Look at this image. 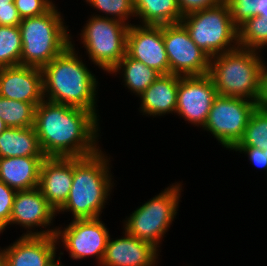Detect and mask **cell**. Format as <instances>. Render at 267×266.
<instances>
[{
  "label": "cell",
  "instance_id": "obj_22",
  "mask_svg": "<svg viewBox=\"0 0 267 266\" xmlns=\"http://www.w3.org/2000/svg\"><path fill=\"white\" fill-rule=\"evenodd\" d=\"M135 18L141 25H168L180 23L177 0H134Z\"/></svg>",
  "mask_w": 267,
  "mask_h": 266
},
{
  "label": "cell",
  "instance_id": "obj_26",
  "mask_svg": "<svg viewBox=\"0 0 267 266\" xmlns=\"http://www.w3.org/2000/svg\"><path fill=\"white\" fill-rule=\"evenodd\" d=\"M235 147H254L267 153V110L260 107L252 112L242 139Z\"/></svg>",
  "mask_w": 267,
  "mask_h": 266
},
{
  "label": "cell",
  "instance_id": "obj_7",
  "mask_svg": "<svg viewBox=\"0 0 267 266\" xmlns=\"http://www.w3.org/2000/svg\"><path fill=\"white\" fill-rule=\"evenodd\" d=\"M182 183H172L155 197L131 212L123 221L129 235L152 243L159 249L163 237L176 218L181 201Z\"/></svg>",
  "mask_w": 267,
  "mask_h": 266
},
{
  "label": "cell",
  "instance_id": "obj_24",
  "mask_svg": "<svg viewBox=\"0 0 267 266\" xmlns=\"http://www.w3.org/2000/svg\"><path fill=\"white\" fill-rule=\"evenodd\" d=\"M36 106L0 96V117L8 127L34 126Z\"/></svg>",
  "mask_w": 267,
  "mask_h": 266
},
{
  "label": "cell",
  "instance_id": "obj_14",
  "mask_svg": "<svg viewBox=\"0 0 267 266\" xmlns=\"http://www.w3.org/2000/svg\"><path fill=\"white\" fill-rule=\"evenodd\" d=\"M126 54L161 75L170 74L163 40V25L132 23L127 32Z\"/></svg>",
  "mask_w": 267,
  "mask_h": 266
},
{
  "label": "cell",
  "instance_id": "obj_28",
  "mask_svg": "<svg viewBox=\"0 0 267 266\" xmlns=\"http://www.w3.org/2000/svg\"><path fill=\"white\" fill-rule=\"evenodd\" d=\"M84 2L89 3L88 5L97 12L99 10V13H104L93 14L96 17L115 19L127 25H131L129 19L135 17L134 0H85Z\"/></svg>",
  "mask_w": 267,
  "mask_h": 266
},
{
  "label": "cell",
  "instance_id": "obj_37",
  "mask_svg": "<svg viewBox=\"0 0 267 266\" xmlns=\"http://www.w3.org/2000/svg\"><path fill=\"white\" fill-rule=\"evenodd\" d=\"M8 128V126L5 124V122L1 119L0 117V134L6 130Z\"/></svg>",
  "mask_w": 267,
  "mask_h": 266
},
{
  "label": "cell",
  "instance_id": "obj_9",
  "mask_svg": "<svg viewBox=\"0 0 267 266\" xmlns=\"http://www.w3.org/2000/svg\"><path fill=\"white\" fill-rule=\"evenodd\" d=\"M257 103L230 96H217L202 127L224 148L232 150L242 139L245 128Z\"/></svg>",
  "mask_w": 267,
  "mask_h": 266
},
{
  "label": "cell",
  "instance_id": "obj_2",
  "mask_svg": "<svg viewBox=\"0 0 267 266\" xmlns=\"http://www.w3.org/2000/svg\"><path fill=\"white\" fill-rule=\"evenodd\" d=\"M72 40L61 54L41 68L44 100L88 110L99 119L97 78L82 61Z\"/></svg>",
  "mask_w": 267,
  "mask_h": 266
},
{
  "label": "cell",
  "instance_id": "obj_33",
  "mask_svg": "<svg viewBox=\"0 0 267 266\" xmlns=\"http://www.w3.org/2000/svg\"><path fill=\"white\" fill-rule=\"evenodd\" d=\"M233 151L244 153L248 155V159L254 167L263 168L267 174V153L266 150H261L254 147H234Z\"/></svg>",
  "mask_w": 267,
  "mask_h": 266
},
{
  "label": "cell",
  "instance_id": "obj_18",
  "mask_svg": "<svg viewBox=\"0 0 267 266\" xmlns=\"http://www.w3.org/2000/svg\"><path fill=\"white\" fill-rule=\"evenodd\" d=\"M73 182V157H46L38 188L57 211L67 200Z\"/></svg>",
  "mask_w": 267,
  "mask_h": 266
},
{
  "label": "cell",
  "instance_id": "obj_1",
  "mask_svg": "<svg viewBox=\"0 0 267 266\" xmlns=\"http://www.w3.org/2000/svg\"><path fill=\"white\" fill-rule=\"evenodd\" d=\"M98 121L88 110L43 100L33 127L46 157H85L100 149Z\"/></svg>",
  "mask_w": 267,
  "mask_h": 266
},
{
  "label": "cell",
  "instance_id": "obj_39",
  "mask_svg": "<svg viewBox=\"0 0 267 266\" xmlns=\"http://www.w3.org/2000/svg\"><path fill=\"white\" fill-rule=\"evenodd\" d=\"M0 266H7L6 262L0 256Z\"/></svg>",
  "mask_w": 267,
  "mask_h": 266
},
{
  "label": "cell",
  "instance_id": "obj_5",
  "mask_svg": "<svg viewBox=\"0 0 267 266\" xmlns=\"http://www.w3.org/2000/svg\"><path fill=\"white\" fill-rule=\"evenodd\" d=\"M57 8L54 5L48 12L20 22V65L42 68L71 44L73 36Z\"/></svg>",
  "mask_w": 267,
  "mask_h": 266
},
{
  "label": "cell",
  "instance_id": "obj_6",
  "mask_svg": "<svg viewBox=\"0 0 267 266\" xmlns=\"http://www.w3.org/2000/svg\"><path fill=\"white\" fill-rule=\"evenodd\" d=\"M180 23L210 58L239 47L238 27L225 0L215 7L184 15Z\"/></svg>",
  "mask_w": 267,
  "mask_h": 266
},
{
  "label": "cell",
  "instance_id": "obj_19",
  "mask_svg": "<svg viewBox=\"0 0 267 266\" xmlns=\"http://www.w3.org/2000/svg\"><path fill=\"white\" fill-rule=\"evenodd\" d=\"M179 75H160L141 95L139 112L146 116L175 114Z\"/></svg>",
  "mask_w": 267,
  "mask_h": 266
},
{
  "label": "cell",
  "instance_id": "obj_21",
  "mask_svg": "<svg viewBox=\"0 0 267 266\" xmlns=\"http://www.w3.org/2000/svg\"><path fill=\"white\" fill-rule=\"evenodd\" d=\"M25 156H45L34 127H8L0 134V157Z\"/></svg>",
  "mask_w": 267,
  "mask_h": 266
},
{
  "label": "cell",
  "instance_id": "obj_3",
  "mask_svg": "<svg viewBox=\"0 0 267 266\" xmlns=\"http://www.w3.org/2000/svg\"><path fill=\"white\" fill-rule=\"evenodd\" d=\"M109 160L102 149L89 156L73 157L72 186L56 213L70 212L73 220L99 218L114 188Z\"/></svg>",
  "mask_w": 267,
  "mask_h": 266
},
{
  "label": "cell",
  "instance_id": "obj_13",
  "mask_svg": "<svg viewBox=\"0 0 267 266\" xmlns=\"http://www.w3.org/2000/svg\"><path fill=\"white\" fill-rule=\"evenodd\" d=\"M218 92L211 77L179 76L176 112L191 125L203 127Z\"/></svg>",
  "mask_w": 267,
  "mask_h": 266
},
{
  "label": "cell",
  "instance_id": "obj_15",
  "mask_svg": "<svg viewBox=\"0 0 267 266\" xmlns=\"http://www.w3.org/2000/svg\"><path fill=\"white\" fill-rule=\"evenodd\" d=\"M0 96L37 106L44 100L41 68L26 65L0 68Z\"/></svg>",
  "mask_w": 267,
  "mask_h": 266
},
{
  "label": "cell",
  "instance_id": "obj_17",
  "mask_svg": "<svg viewBox=\"0 0 267 266\" xmlns=\"http://www.w3.org/2000/svg\"><path fill=\"white\" fill-rule=\"evenodd\" d=\"M122 233L115 240L109 237L100 266H157L160 249L125 230Z\"/></svg>",
  "mask_w": 267,
  "mask_h": 266
},
{
  "label": "cell",
  "instance_id": "obj_38",
  "mask_svg": "<svg viewBox=\"0 0 267 266\" xmlns=\"http://www.w3.org/2000/svg\"><path fill=\"white\" fill-rule=\"evenodd\" d=\"M9 3H14V0H0V6H9Z\"/></svg>",
  "mask_w": 267,
  "mask_h": 266
},
{
  "label": "cell",
  "instance_id": "obj_35",
  "mask_svg": "<svg viewBox=\"0 0 267 266\" xmlns=\"http://www.w3.org/2000/svg\"><path fill=\"white\" fill-rule=\"evenodd\" d=\"M267 63L263 62L261 72V84H260V95L257 101V106L267 110Z\"/></svg>",
  "mask_w": 267,
  "mask_h": 266
},
{
  "label": "cell",
  "instance_id": "obj_16",
  "mask_svg": "<svg viewBox=\"0 0 267 266\" xmlns=\"http://www.w3.org/2000/svg\"><path fill=\"white\" fill-rule=\"evenodd\" d=\"M56 235L20 236L5 248L0 256L7 266H48L57 258Z\"/></svg>",
  "mask_w": 267,
  "mask_h": 266
},
{
  "label": "cell",
  "instance_id": "obj_11",
  "mask_svg": "<svg viewBox=\"0 0 267 266\" xmlns=\"http://www.w3.org/2000/svg\"><path fill=\"white\" fill-rule=\"evenodd\" d=\"M170 74L202 76L209 73L210 57L190 38L181 23L163 25Z\"/></svg>",
  "mask_w": 267,
  "mask_h": 266
},
{
  "label": "cell",
  "instance_id": "obj_4",
  "mask_svg": "<svg viewBox=\"0 0 267 266\" xmlns=\"http://www.w3.org/2000/svg\"><path fill=\"white\" fill-rule=\"evenodd\" d=\"M259 52L237 47L210 58L208 75L219 96L243 98L257 103L264 62Z\"/></svg>",
  "mask_w": 267,
  "mask_h": 266
},
{
  "label": "cell",
  "instance_id": "obj_31",
  "mask_svg": "<svg viewBox=\"0 0 267 266\" xmlns=\"http://www.w3.org/2000/svg\"><path fill=\"white\" fill-rule=\"evenodd\" d=\"M16 190L0 180V234L9 226Z\"/></svg>",
  "mask_w": 267,
  "mask_h": 266
},
{
  "label": "cell",
  "instance_id": "obj_32",
  "mask_svg": "<svg viewBox=\"0 0 267 266\" xmlns=\"http://www.w3.org/2000/svg\"><path fill=\"white\" fill-rule=\"evenodd\" d=\"M224 0H177V4L182 16L215 7L219 5Z\"/></svg>",
  "mask_w": 267,
  "mask_h": 266
},
{
  "label": "cell",
  "instance_id": "obj_36",
  "mask_svg": "<svg viewBox=\"0 0 267 266\" xmlns=\"http://www.w3.org/2000/svg\"><path fill=\"white\" fill-rule=\"evenodd\" d=\"M61 256H58L57 260L56 258L52 261V263H50L48 266H64L61 264Z\"/></svg>",
  "mask_w": 267,
  "mask_h": 266
},
{
  "label": "cell",
  "instance_id": "obj_30",
  "mask_svg": "<svg viewBox=\"0 0 267 266\" xmlns=\"http://www.w3.org/2000/svg\"><path fill=\"white\" fill-rule=\"evenodd\" d=\"M14 4L21 19L42 15L55 5L52 0H14Z\"/></svg>",
  "mask_w": 267,
  "mask_h": 266
},
{
  "label": "cell",
  "instance_id": "obj_12",
  "mask_svg": "<svg viewBox=\"0 0 267 266\" xmlns=\"http://www.w3.org/2000/svg\"><path fill=\"white\" fill-rule=\"evenodd\" d=\"M55 216H57L56 210L36 187L16 192L9 225L16 224L27 229L22 236L56 235L57 226L50 228L51 225L53 226ZM40 227L45 230L38 231Z\"/></svg>",
  "mask_w": 267,
  "mask_h": 266
},
{
  "label": "cell",
  "instance_id": "obj_8",
  "mask_svg": "<svg viewBox=\"0 0 267 266\" xmlns=\"http://www.w3.org/2000/svg\"><path fill=\"white\" fill-rule=\"evenodd\" d=\"M129 26L115 19L90 16L79 35L91 63L109 73L126 54Z\"/></svg>",
  "mask_w": 267,
  "mask_h": 266
},
{
  "label": "cell",
  "instance_id": "obj_10",
  "mask_svg": "<svg viewBox=\"0 0 267 266\" xmlns=\"http://www.w3.org/2000/svg\"><path fill=\"white\" fill-rule=\"evenodd\" d=\"M101 218L74 219L66 227L58 226L56 232L58 246L62 242V246L73 260L96 256L99 266L103 260L108 239L111 237Z\"/></svg>",
  "mask_w": 267,
  "mask_h": 266
},
{
  "label": "cell",
  "instance_id": "obj_34",
  "mask_svg": "<svg viewBox=\"0 0 267 266\" xmlns=\"http://www.w3.org/2000/svg\"><path fill=\"white\" fill-rule=\"evenodd\" d=\"M22 21L14 3L0 6V26H19Z\"/></svg>",
  "mask_w": 267,
  "mask_h": 266
},
{
  "label": "cell",
  "instance_id": "obj_23",
  "mask_svg": "<svg viewBox=\"0 0 267 266\" xmlns=\"http://www.w3.org/2000/svg\"><path fill=\"white\" fill-rule=\"evenodd\" d=\"M121 73V74H120ZM109 74H120L122 82L130 92L139 97L161 74L146 66L143 62L129 57L127 54L109 72Z\"/></svg>",
  "mask_w": 267,
  "mask_h": 266
},
{
  "label": "cell",
  "instance_id": "obj_27",
  "mask_svg": "<svg viewBox=\"0 0 267 266\" xmlns=\"http://www.w3.org/2000/svg\"><path fill=\"white\" fill-rule=\"evenodd\" d=\"M22 40L19 26H0V68L20 65Z\"/></svg>",
  "mask_w": 267,
  "mask_h": 266
},
{
  "label": "cell",
  "instance_id": "obj_20",
  "mask_svg": "<svg viewBox=\"0 0 267 266\" xmlns=\"http://www.w3.org/2000/svg\"><path fill=\"white\" fill-rule=\"evenodd\" d=\"M46 156L0 157V180L16 191L38 187Z\"/></svg>",
  "mask_w": 267,
  "mask_h": 266
},
{
  "label": "cell",
  "instance_id": "obj_25",
  "mask_svg": "<svg viewBox=\"0 0 267 266\" xmlns=\"http://www.w3.org/2000/svg\"><path fill=\"white\" fill-rule=\"evenodd\" d=\"M239 47L260 51L267 48V17L255 16L238 27Z\"/></svg>",
  "mask_w": 267,
  "mask_h": 266
},
{
  "label": "cell",
  "instance_id": "obj_29",
  "mask_svg": "<svg viewBox=\"0 0 267 266\" xmlns=\"http://www.w3.org/2000/svg\"><path fill=\"white\" fill-rule=\"evenodd\" d=\"M230 7L233 23L239 27L249 18L267 17V0H225Z\"/></svg>",
  "mask_w": 267,
  "mask_h": 266
}]
</instances>
